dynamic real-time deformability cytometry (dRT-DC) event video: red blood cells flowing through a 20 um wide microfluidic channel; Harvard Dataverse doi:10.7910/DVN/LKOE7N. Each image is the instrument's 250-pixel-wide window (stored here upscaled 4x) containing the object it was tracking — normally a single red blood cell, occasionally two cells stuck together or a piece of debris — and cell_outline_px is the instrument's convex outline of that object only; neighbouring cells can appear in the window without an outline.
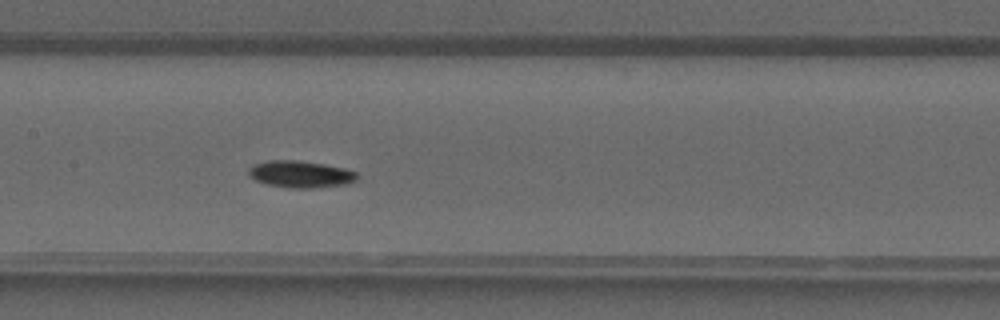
{"species": "common noctule bat (a hibernating species)", "species_latin": "Nyctalus noctula", "temperature_condition": "warm", "stored_images_in_passage": 39, "camera_frame_rate_fps": 3000, "um_per_image_px": 0.085, "animal": {"sex": "male", "forearm_length_mm": 52.5}, "frame": {"image": 1, "passage_image": 18, "time_ms": 5.667, "image_size_px": [1000, 320], "cell_outline_px": [[356, 180], [344, 184], [312, 188], [292, 188], [268, 184], [256, 180], [248, 176], [248, 168], [256, 164], [268, 160], [296, 160], [324, 164], [344, 168], [356, 172]], "centroid_in_image_um": [25.51, 14.8], "position_along_channel_um": 181.9, "area_um2": 16.76}}
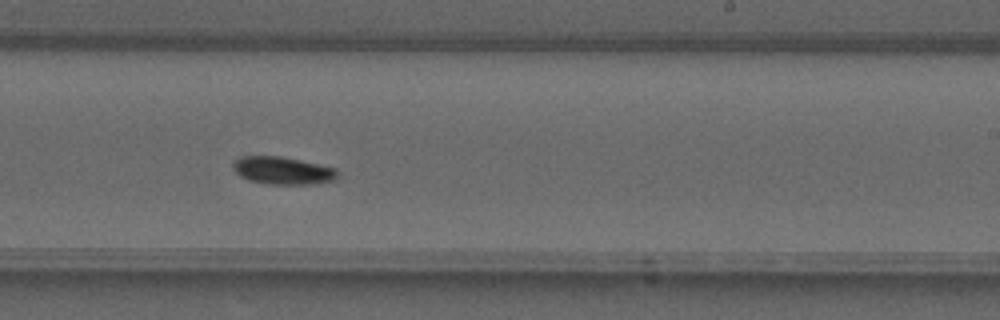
{"frame": {"image": 2, "passage_image": 23, "time_ms": 7.333, "image_size_px": [1000, 320], "cell_outline_px": [[336, 180], [312, 184], [268, 184], [248, 180], [240, 176], [232, 168], [232, 164], [240, 156], [280, 156], [300, 160], [336, 168]], "centroid_in_image_um": [24.0, 14.5], "position_along_channel_um": 265.0, "area_um2": 16.76}}
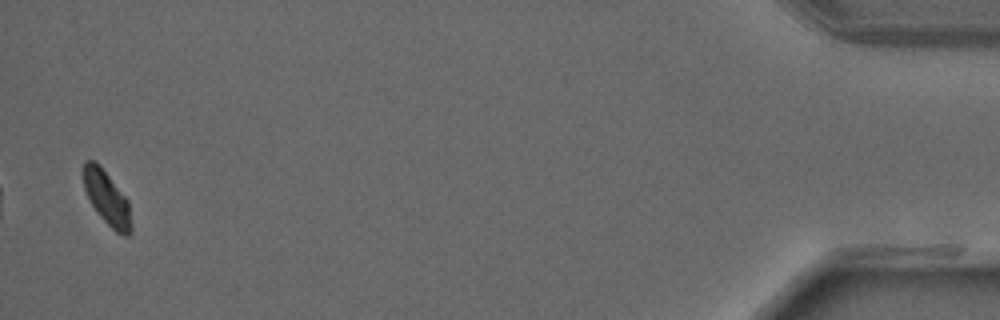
{"frame": {"image": 3, "passage_image": 38, "time_ms": 12.333, "image_size_px": [1000, 320], "cell_outline_px": [[132, 232], [128, 236], [124, 236], [116, 232], [100, 216], [92, 204], [84, 188], [84, 160], [92, 160], [100, 164], [128, 200], [132, 228]], "centroid_in_image_um": [9.11, 16.84], "position_along_channel_um": 426.1, "area_um2": 14.85}}